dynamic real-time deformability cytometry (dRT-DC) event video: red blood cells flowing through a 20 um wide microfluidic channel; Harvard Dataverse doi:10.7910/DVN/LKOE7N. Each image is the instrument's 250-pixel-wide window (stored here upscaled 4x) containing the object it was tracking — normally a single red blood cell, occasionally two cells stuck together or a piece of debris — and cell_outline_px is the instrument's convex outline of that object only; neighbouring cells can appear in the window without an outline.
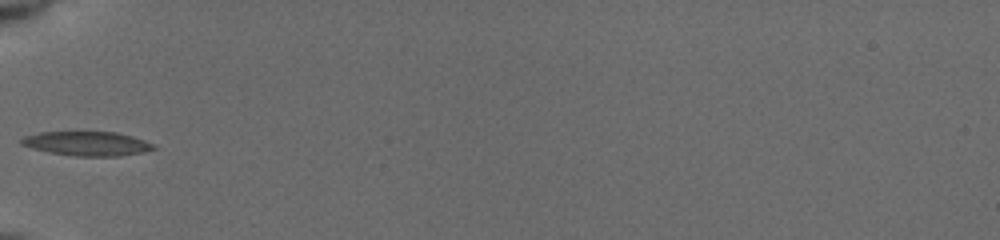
{"species": "common noctule bat (a hibernating species)", "species_latin": "Nyctalus noctula", "temperature_condition": "cold", "stored_images_in_passage": 15, "camera_frame_rate_fps": 3000, "um_per_image_px": 0.085, "animal": {"sex": "female", "body_mass_g": 19.5, "forearm_length_mm": 54.1}, "frame": {"image": 1, "passage_image": 1, "time_ms": 0.0, "image_size_px": [1000, 240], "cell_outline_px": [[156, 148], [144, 152], [120, 156], [76, 156], [48, 152], [32, 148], [20, 144], [20, 140], [24, 136], [40, 132], [116, 132], [132, 136], [156, 144]], "centroid_in_image_um": [7.42, 12.21], "position_along_channel_um": 77.6, "area_um2": 18.73}}
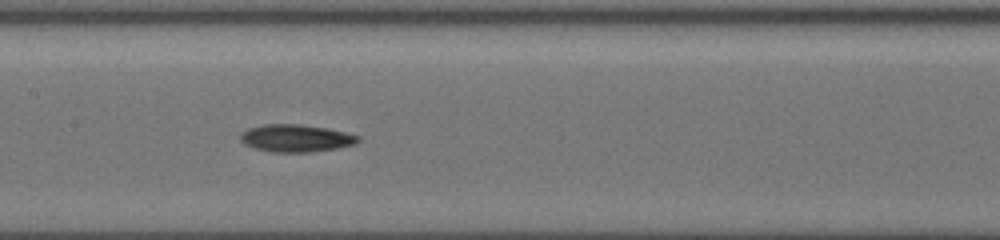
{"frame": {"image": 2, "passage_image": 9, "time_ms": 2.667, "image_size_px": [1000, 240], "cell_outline_px": [[360, 140], [356, 144], [336, 148], [312, 152], [272, 152], [256, 148], [244, 144], [240, 140], [240, 136], [248, 128], [264, 124], [300, 124], [328, 128], [360, 136]], "centroid_in_image_um": [25.17, 11.74], "position_along_channel_um": 182.2, "area_um2": 18.79}}
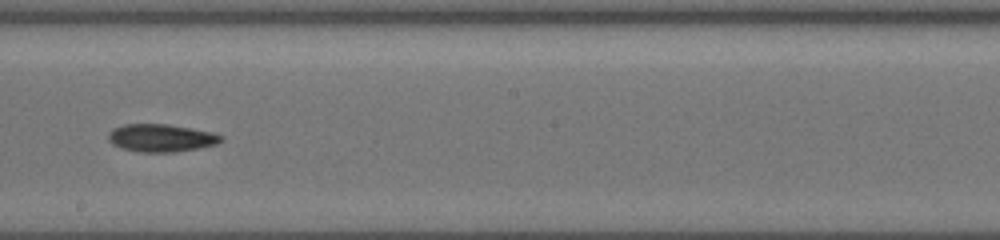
{"frame": {"image": 3, "passage_image": 13, "time_ms": 4.0, "image_size_px": [1000, 240], "cell_outline_px": [[224, 140], [216, 144], [200, 148], [176, 152], [136, 152], [112, 144], [108, 140], [108, 132], [112, 128], [124, 124], [168, 124], [212, 132], [224, 136]], "centroid_in_image_um": [13.7, 11.72], "position_along_channel_um": 234.5, "area_um2": 18.38}}